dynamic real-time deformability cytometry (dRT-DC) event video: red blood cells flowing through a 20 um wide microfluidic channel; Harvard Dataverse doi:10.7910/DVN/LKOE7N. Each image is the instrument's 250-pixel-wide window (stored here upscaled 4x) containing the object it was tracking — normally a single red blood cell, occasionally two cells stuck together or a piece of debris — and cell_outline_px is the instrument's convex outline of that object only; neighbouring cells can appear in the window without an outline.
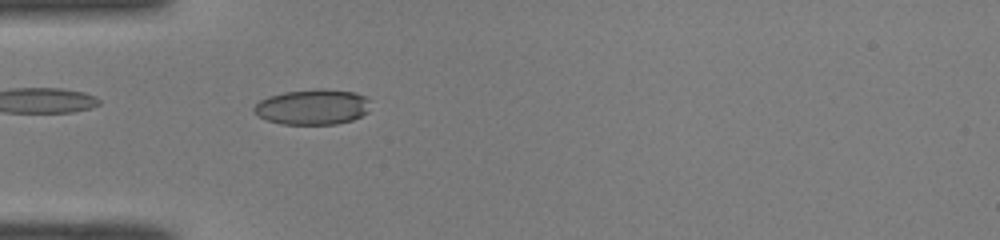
{"species": "common noctule bat (a hibernating species)", "species_latin": "Nyctalus noctula", "temperature_condition": "room temperature", "stored_images_in_passage": 51, "camera_frame_rate_fps": 3000, "um_per_image_px": 0.085, "animal": {"sex": "male", "body_mass_g": 19.0, "forearm_length_mm": 50.8}, "frame": {"image": 1, "passage_image": 16, "time_ms": 5.0, "image_size_px": [1000, 240], "cell_outline_px": [[372, 100], [368, 112], [352, 120], [336, 124], [280, 124], [268, 120], [260, 116], [252, 108], [260, 100], [268, 96], [284, 92], [316, 88], [324, 88], [352, 92], [364, 96]], "centroid_in_image_um": [26.6, 9.08], "position_along_channel_um": 58.4, "area_um2": 24.16}}
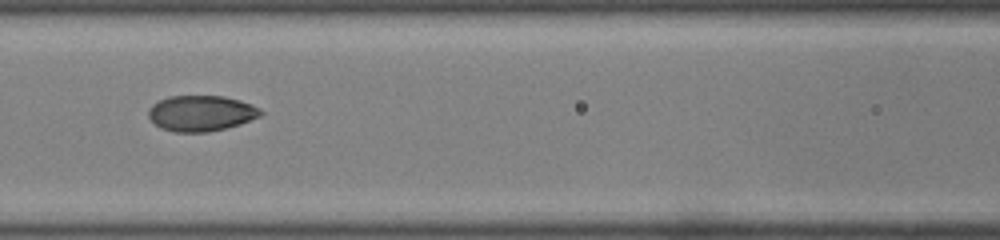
{"frame": {"image": 2, "passage_image": 23, "time_ms": 7.333, "image_size_px": [1000, 240], "cell_outline_px": [[264, 112], [260, 116], [240, 124], [208, 132], [172, 132], [160, 128], [148, 116], [148, 112], [152, 104], [168, 96], [224, 96], [240, 100], [252, 104], [260, 108]], "centroid_in_image_um": [17.1, 9.62], "position_along_channel_um": 149.5, "area_um2": 23.41}}
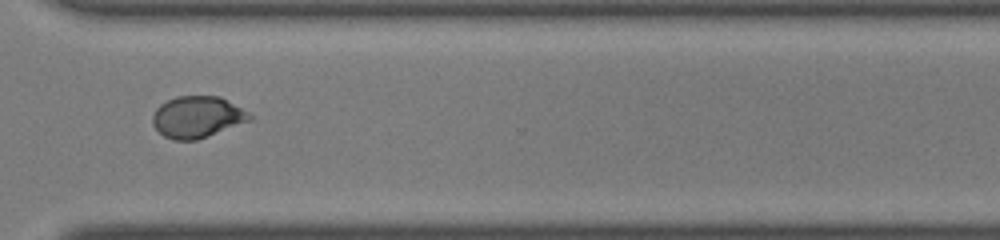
{"frame": {"image": 3, "passage_image": 38, "time_ms": 12.333, "image_size_px": [1000, 240], "cell_outline_px": [[252, 120], [208, 136], [196, 140], [176, 140], [164, 136], [152, 124], [152, 116], [156, 108], [160, 104], [176, 96], [220, 96], [248, 112], [252, 116]], "centroid_in_image_um": [16.76, 9.94], "position_along_channel_um": 353.8, "area_um2": 23.41}, "authors_computed_cell_mechanics": {"area_um2": 23.409, "velocity_mm_per_s": 4.0773, "shape_relaxation_time_tau1_ms": 7.3386, "shape_relaxation_time_tau2_ms": 0.7938, "deformation_change_tau1": 0.1814, "deformation_change_tau2": 0.0467}}